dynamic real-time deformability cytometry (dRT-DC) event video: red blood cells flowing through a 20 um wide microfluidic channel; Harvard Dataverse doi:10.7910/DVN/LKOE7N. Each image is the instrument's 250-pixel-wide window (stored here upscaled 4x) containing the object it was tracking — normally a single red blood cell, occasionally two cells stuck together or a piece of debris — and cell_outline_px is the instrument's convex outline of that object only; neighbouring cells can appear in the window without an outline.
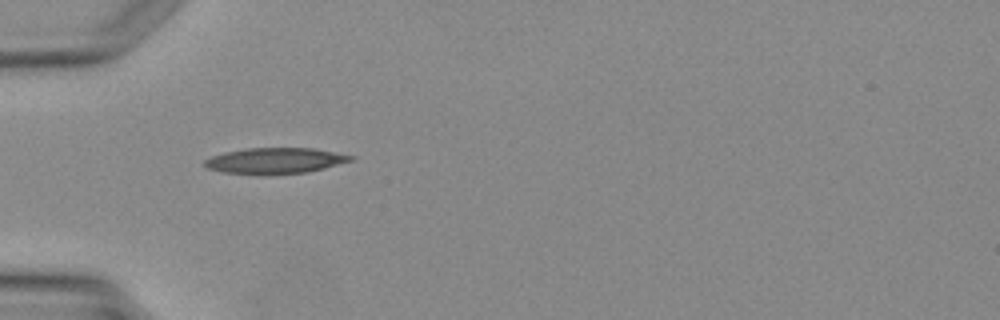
{"species": "Egyptian fruit bat (a non-hibernating species)", "species_latin": "Rousettus aegyptiacus", "temperature_condition": "warm", "stored_images_in_passage": 2, "camera_frame_rate_fps": 3000, "um_per_image_px": 0.085, "animal": {"sex": "female"}, "frame": {"image": 1, "passage_image": 1, "time_ms": 0.0, "image_size_px": [1000, 320], "cell_outline_px": [[356, 156], [352, 160], [324, 168], [308, 172], [264, 176], [224, 172], [208, 168], [204, 164], [204, 160], [212, 156], [224, 152], [248, 148], [312, 148]], "centroid_in_image_um": [23.37, 13.67], "position_along_channel_um": 61.6, "area_um2": 22.2}}
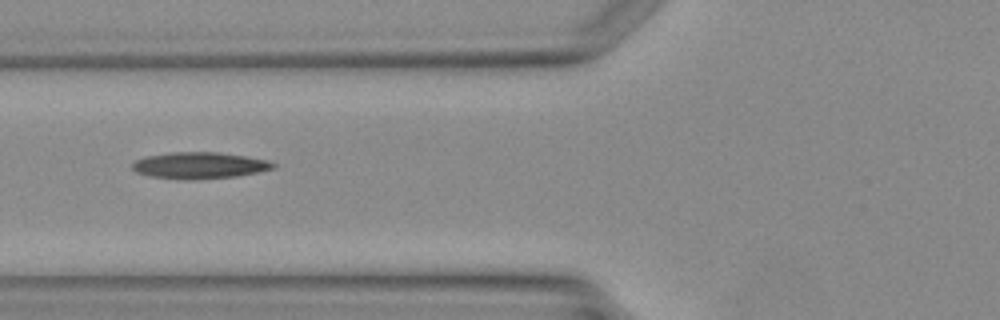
{"frame": {"image": 2, "passage_image": 2, "time_ms": 1.0, "image_size_px": [1000, 320], "cell_outline_px": [[276, 168], [236, 176], [184, 180], [152, 176], [136, 172], [132, 168], [132, 164], [136, 160], [148, 156], [172, 152], [216, 152], [244, 156], [268, 160], [276, 164]], "centroid_in_image_um": [16.96, 14.06], "position_along_channel_um": 108.8, "area_um2": 21.44}}